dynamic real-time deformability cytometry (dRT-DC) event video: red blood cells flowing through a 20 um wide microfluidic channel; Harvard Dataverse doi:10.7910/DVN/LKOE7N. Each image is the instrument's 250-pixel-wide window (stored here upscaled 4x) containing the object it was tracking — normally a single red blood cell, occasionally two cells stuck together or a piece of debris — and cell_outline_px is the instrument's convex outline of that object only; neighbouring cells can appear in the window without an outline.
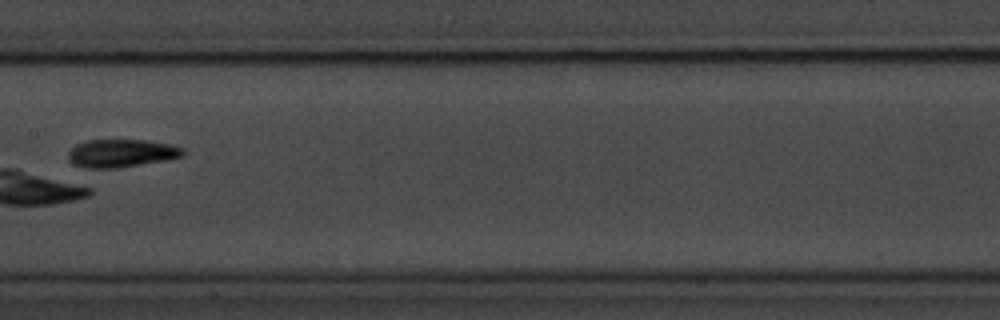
{"species": "common noctule bat (a hibernating species)", "species_latin": "Nyctalus noctula", "temperature_condition": "room temperature", "stored_images_in_passage": 8, "camera_frame_rate_fps": 3000, "um_per_image_px": 0.085, "animal": {"sex": "male", "body_mass_g": 20.1, "forearm_length_mm": 53.5}, "frame": {"image": 1, "passage_image": 7, "time_ms": 7.0, "image_size_px": [1000, 320], "cell_outline_px": [[184, 156], [164, 160], [120, 168], [92, 172], [76, 164], [68, 156], [68, 152], [76, 144], [84, 140], [144, 140], [168, 144], [184, 148]], "centroid_in_image_um": [10.27, 13.06], "position_along_channel_um": 197.1, "area_um2": 19.07}}